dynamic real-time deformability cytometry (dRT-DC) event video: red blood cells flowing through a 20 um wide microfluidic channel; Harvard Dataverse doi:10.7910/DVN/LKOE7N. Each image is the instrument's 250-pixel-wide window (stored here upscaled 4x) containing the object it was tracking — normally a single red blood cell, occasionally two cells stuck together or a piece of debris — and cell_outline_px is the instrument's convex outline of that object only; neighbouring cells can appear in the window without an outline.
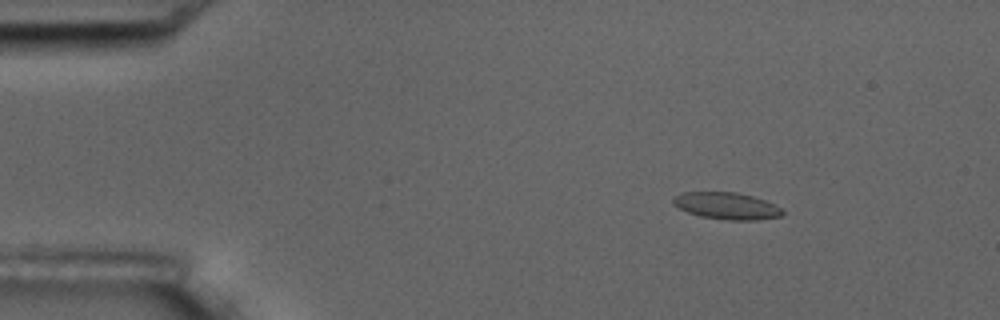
{"species": "common noctule bat (a hibernating species)", "species_latin": "Nyctalus noctula", "temperature_condition": "room temperature", "stored_images_in_passage": 17, "camera_frame_rate_fps": 3000, "um_per_image_px": 0.085, "animal": {"sex": "male", "body_mass_g": 17.5, "forearm_length_mm": 52.3}, "frame": {"image": 1, "passage_image": 3, "time_ms": 2.0, "image_size_px": [1000, 320], "cell_outline_px": [[784, 212], [780, 216], [756, 220], [728, 220], [700, 216], [688, 212], [672, 204], [672, 200], [680, 192], [736, 192], [752, 196], [764, 200], [780, 208]], "centroid_in_image_um": [61.73, 17.49], "position_along_channel_um": 23.3, "area_um2": 16.94}}
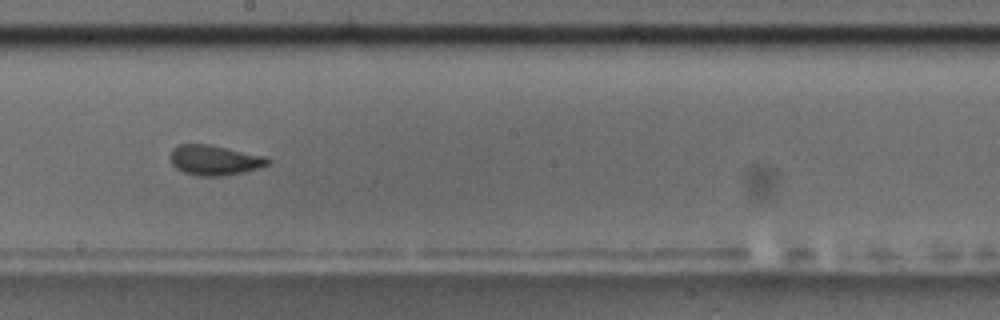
{"frame": {"image": 2, "passage_image": 10, "time_ms": 10.0, "image_size_px": [1000, 320], "cell_outline_px": [[272, 160], [268, 164], [260, 168], [244, 172], [220, 176], [196, 176], [184, 172], [176, 168], [168, 160], [168, 156], [172, 148], [180, 144], [208, 144], [268, 156]], "centroid_in_image_um": [18.23, 13.61], "position_along_channel_um": 230.0, "area_um2": 17.46}, "authors_computed_cell_mechanics": {"area_um2": 16.9354, "velocity_mm_per_s": 3.538, "shape_relaxation_time_tau1_ms": 6.4206, "shape_relaxation_time_tau2_ms": 1.1633, "deformation_change_tau1": 0.1493, "deformation_change_tau2": 0.0652}}